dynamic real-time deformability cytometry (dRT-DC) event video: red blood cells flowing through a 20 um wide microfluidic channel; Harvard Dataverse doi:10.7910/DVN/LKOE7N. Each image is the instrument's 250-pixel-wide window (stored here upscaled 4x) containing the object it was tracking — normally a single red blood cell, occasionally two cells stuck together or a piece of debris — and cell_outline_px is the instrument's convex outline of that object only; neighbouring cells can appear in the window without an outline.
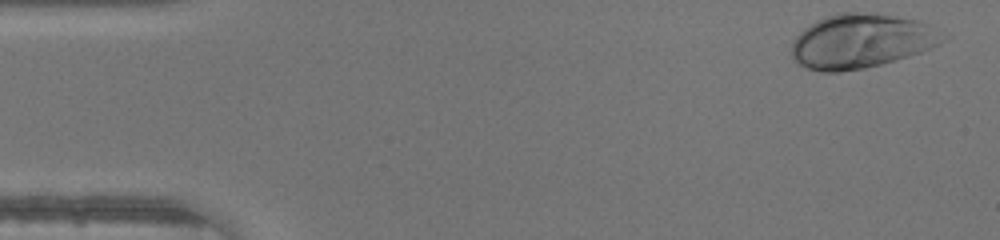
{"species": "human", "species_latin": "Homo sapiens", "temperature_condition": "warm", "stored_images_in_passage": 37, "camera_frame_rate_fps": 3000, "um_per_image_px": 0.085, "donor": {"sex": "male"}, "frame": {"image": 1, "passage_image": 1, "time_ms": 0.0, "image_size_px": [1000, 240], "cell_outline_px": [[952, 36], [948, 40], [940, 44], [920, 52], [896, 60], [864, 68], [840, 72], [820, 72], [796, 64], [792, 60], [792, 40], [804, 28], [816, 20], [840, 12], [856, 12], [896, 16], [920, 20]], "centroid_in_image_um": [73.23, 3.5], "position_along_channel_um": 11.8, "area_um2": 48.26}}
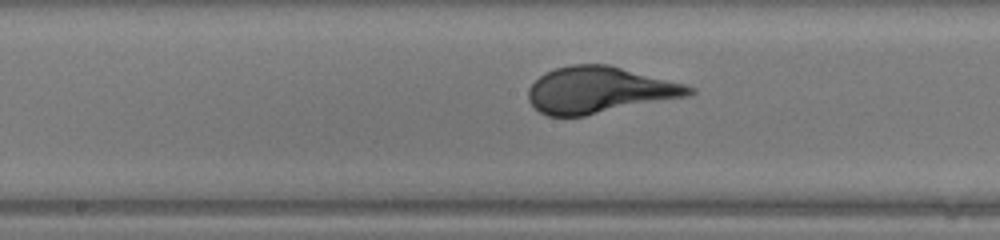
{"frame": {"image": 2, "passage_image": 22, "time_ms": 7.0, "image_size_px": [1000, 240], "cell_outline_px": [[696, 92], [692, 96], [584, 116], [548, 116], [540, 112], [528, 100], [528, 88], [544, 72], [556, 68], [572, 64], [608, 64], [684, 84], [696, 88]], "centroid_in_image_um": [50.98, 7.66], "position_along_channel_um": 197.2, "area_um2": 43.7}}
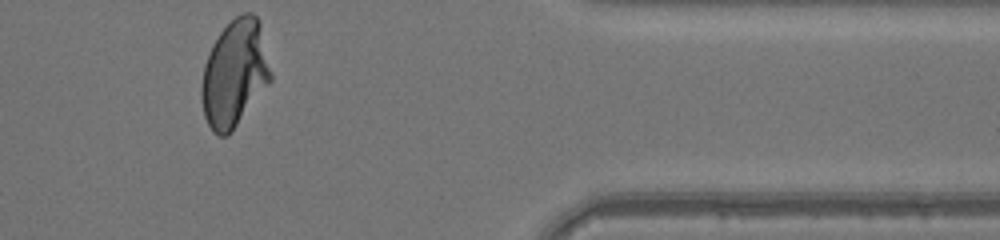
{"frame": {"image": 3, "passage_image": 37, "time_ms": 12.0, "image_size_px": [1000, 240], "cell_outline_px": [[272, 80], [232, 132], [228, 136], [220, 136], [212, 132], [204, 116], [200, 96], [200, 88], [204, 64], [212, 44], [220, 32], [236, 16], [244, 12], [252, 12], [260, 20], [272, 72]], "centroid_in_image_um": [19.95, 6.26], "position_along_channel_um": 391.5, "area_um2": 43.64}}